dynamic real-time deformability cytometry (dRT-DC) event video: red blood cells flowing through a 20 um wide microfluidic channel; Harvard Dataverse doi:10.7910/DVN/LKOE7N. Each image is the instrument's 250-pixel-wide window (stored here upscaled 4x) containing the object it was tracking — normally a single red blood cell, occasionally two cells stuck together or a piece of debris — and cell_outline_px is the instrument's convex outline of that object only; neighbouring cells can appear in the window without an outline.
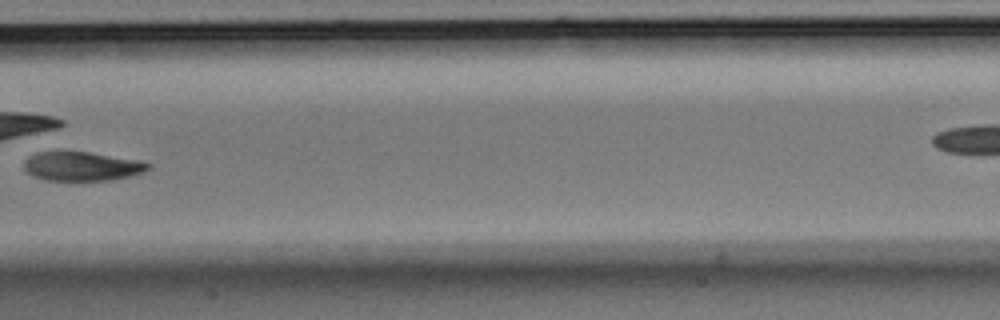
{"species": "Egyptian fruit bat (a non-hibernating species)", "species_latin": "Rousettus aegyptiacus", "temperature_condition": "room temperature", "stored_images_in_passage": 9, "camera_frame_rate_fps": 3000, "um_per_image_px": 0.085, "animal": {"sex": "male"}, "frame": {"image": 1, "passage_image": 8, "time_ms": 2.333, "image_size_px": [1000, 320], "cell_outline_px": [[152, 168], [144, 172], [112, 180], [44, 180], [32, 176], [24, 168], [24, 160], [28, 156], [36, 152], [88, 152], [140, 160], [152, 164]], "centroid_in_image_um": [6.98, 14.13], "position_along_channel_um": 200.4, "area_um2": 21.1}}
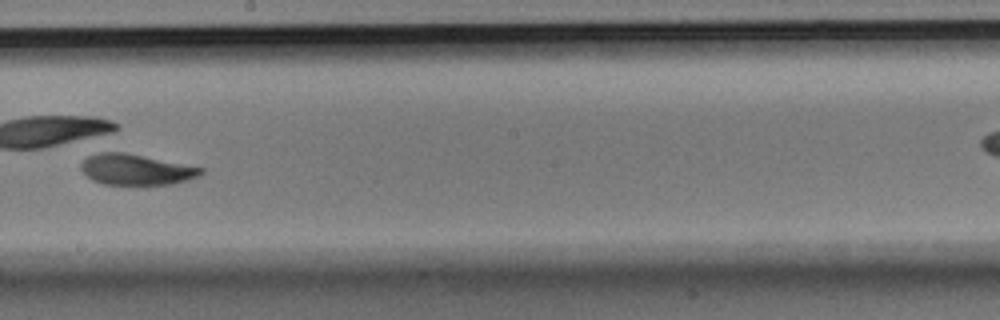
{"frame": {"image": 2, "passage_image": 9, "time_ms": 2.667, "image_size_px": [1000, 320], "cell_outline_px": [[204, 172], [200, 176], [172, 184], [104, 184], [92, 180], [80, 168], [80, 164], [88, 156], [108, 148], [112, 148], [204, 168]], "centroid_in_image_um": [11.54, 14.35], "position_along_channel_um": 236.7, "area_um2": 22.2}}